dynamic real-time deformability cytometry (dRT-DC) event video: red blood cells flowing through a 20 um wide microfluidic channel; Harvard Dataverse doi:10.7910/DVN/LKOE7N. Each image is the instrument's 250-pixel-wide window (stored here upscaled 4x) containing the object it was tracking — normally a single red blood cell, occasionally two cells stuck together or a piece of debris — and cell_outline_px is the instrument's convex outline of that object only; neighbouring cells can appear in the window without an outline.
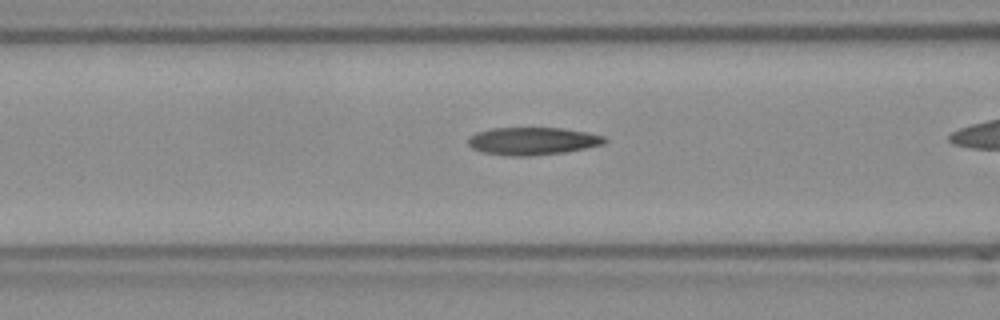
{"species": "Egyptian fruit bat (a non-hibernating species)", "species_latin": "Rousettus aegyptiacus", "temperature_condition": "room temperature", "stored_images_in_passage": 37, "camera_frame_rate_fps": 3000, "um_per_image_px": 0.085, "frame": {"image": 1, "passage_image": 16, "time_ms": 5.0, "image_size_px": [1000, 320], "cell_outline_px": [[608, 140], [604, 144], [564, 152], [528, 156], [516, 156], [484, 152], [472, 148], [468, 144], [468, 136], [476, 132], [492, 128], [564, 128], [588, 132], [604, 136]], "centroid_in_image_um": [45.28, 11.97], "position_along_channel_um": 121.3, "area_um2": 21.91}}